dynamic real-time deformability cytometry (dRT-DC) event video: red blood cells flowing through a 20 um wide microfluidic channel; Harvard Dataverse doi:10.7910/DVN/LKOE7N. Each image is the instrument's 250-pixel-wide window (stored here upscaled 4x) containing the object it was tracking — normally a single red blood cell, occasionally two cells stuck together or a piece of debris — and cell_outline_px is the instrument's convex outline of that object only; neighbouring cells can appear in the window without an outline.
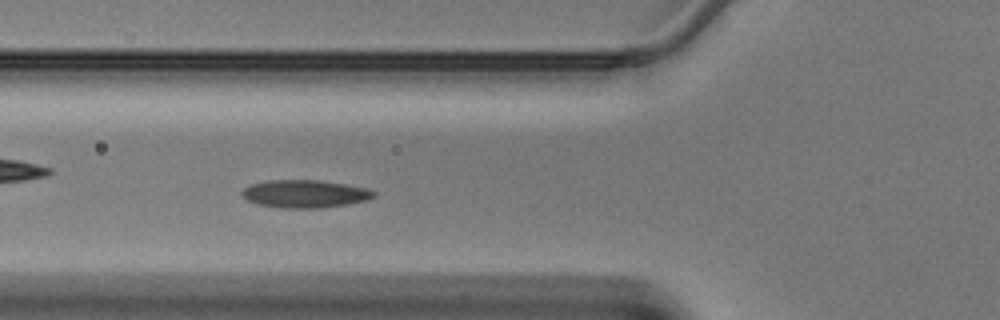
{"species": "Egyptian fruit bat (a non-hibernating species)", "species_latin": "Rousettus aegyptiacus", "temperature_condition": "warm", "stored_images_in_passage": 43, "camera_frame_rate_fps": 3000, "um_per_image_px": 0.085, "animal": {"sex": "male"}, "frame": {"image": 1, "passage_image": 13, "time_ms": 4.0, "image_size_px": [1000, 320], "cell_outline_px": [[376, 196], [368, 200], [320, 208], [280, 208], [260, 204], [248, 200], [240, 192], [244, 188], [252, 184], [268, 180], [320, 180], [368, 188], [376, 192]], "centroid_in_image_um": [25.94, 16.47], "position_along_channel_um": 99.9, "area_um2": 21.21}}
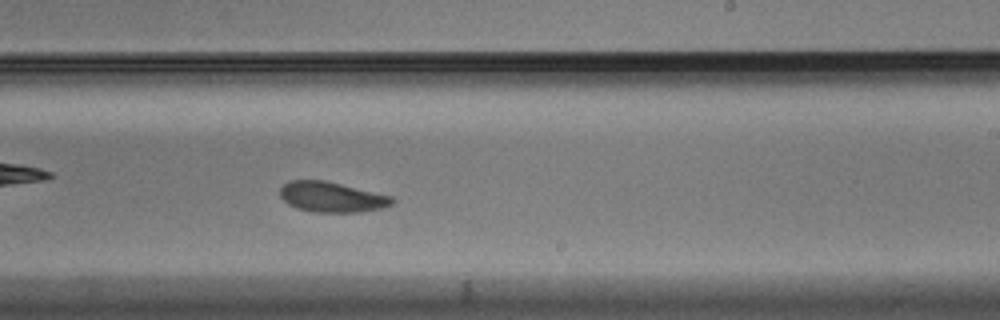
{"frame": {"image": 2, "passage_image": 24, "time_ms": 7.667, "image_size_px": [1000, 320], "cell_outline_px": [[396, 200], [392, 204], [380, 208], [360, 212], [312, 212], [296, 208], [288, 204], [280, 196], [280, 188], [288, 180], [324, 180], [392, 196]], "centroid_in_image_um": [28.18, 16.75], "position_along_channel_um": 260.8, "area_um2": 19.77}}
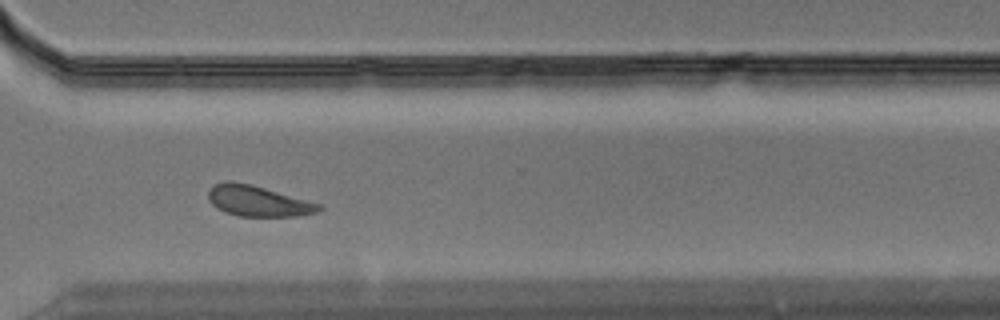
{"frame": {"image": 3, "passage_image": 30, "time_ms": 9.667, "image_size_px": [1000, 320], "cell_outline_px": [[324, 208], [320, 212], [300, 216], [240, 216], [224, 212], [216, 208], [208, 200], [208, 188], [212, 184], [228, 180], [232, 180], [252, 184], [320, 204]], "centroid_in_image_um": [21.89, 17.07], "position_along_channel_um": 348.7, "area_um2": 20.11}}